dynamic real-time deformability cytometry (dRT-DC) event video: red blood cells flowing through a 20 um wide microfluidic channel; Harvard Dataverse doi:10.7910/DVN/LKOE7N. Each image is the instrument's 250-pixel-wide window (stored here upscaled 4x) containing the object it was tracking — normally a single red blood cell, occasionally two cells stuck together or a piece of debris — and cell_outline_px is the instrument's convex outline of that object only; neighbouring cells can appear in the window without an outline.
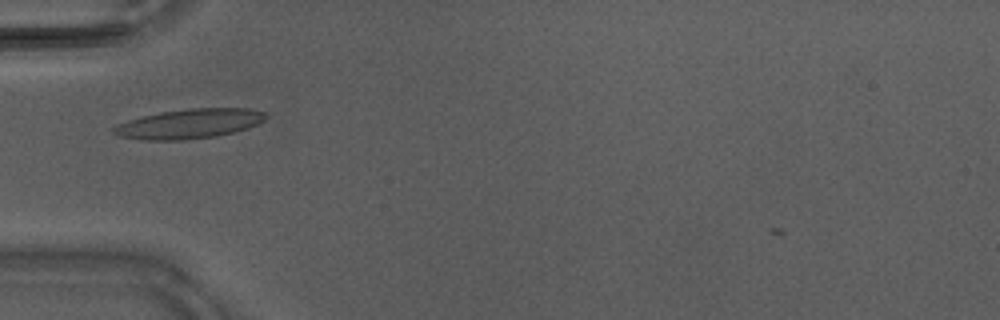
{"species": "Egyptian fruit bat (a non-hibernating species)", "species_latin": "Rousettus aegyptiacus", "temperature_condition": "warm", "stored_images_in_passage": 37, "camera_frame_rate_fps": 3000, "um_per_image_px": 0.085, "animal": {"sex": "male"}, "frame": {"image": 1, "passage_image": 7, "time_ms": 2.0, "image_size_px": [1000, 320], "cell_outline_px": [[268, 116], [264, 120], [248, 128], [216, 136], [184, 140], [144, 140], [120, 136], [112, 132], [112, 128], [128, 120], [160, 112], [192, 108], [252, 108], [264, 112]], "centroid_in_image_um": [16.12, 10.51], "position_along_channel_um": 68.9, "area_um2": 26.07}}
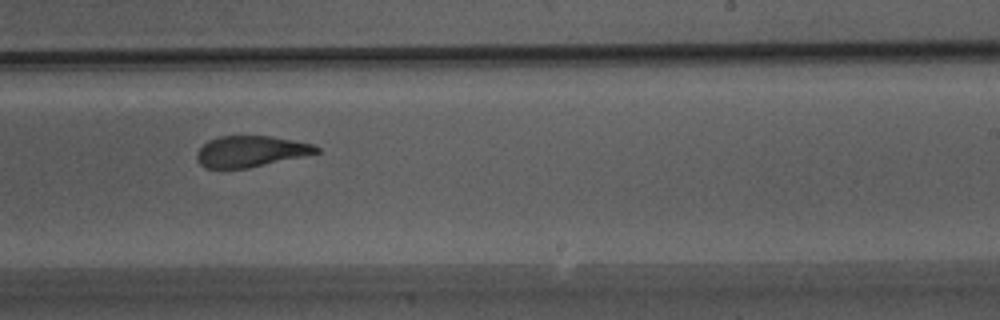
{"frame": {"image": 2, "passage_image": 20, "time_ms": 6.333, "image_size_px": [1000, 320], "cell_outline_px": [[320, 152], [248, 168], [204, 168], [200, 164], [196, 156], [196, 152], [208, 140], [220, 136], [268, 136], [312, 144], [320, 148]], "centroid_in_image_um": [21.26, 12.87], "position_along_channel_um": 267.7, "area_um2": 21.33}}
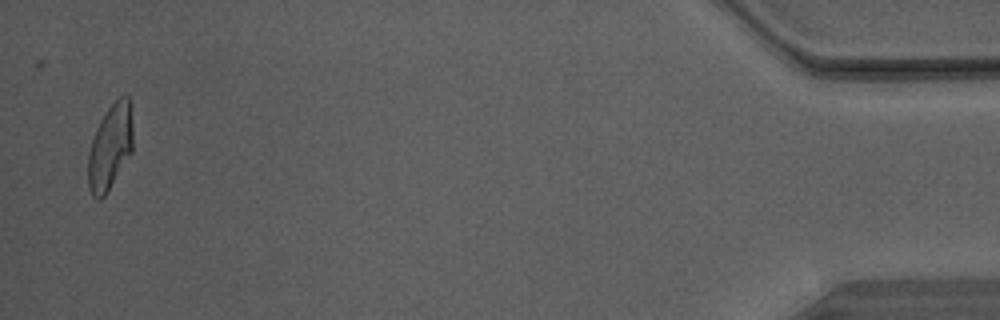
{"frame": {"image": 3, "passage_image": 36, "time_ms": 11.667, "image_size_px": [1000, 320], "cell_outline_px": [[132, 152], [104, 196], [100, 200], [96, 200], [92, 196], [88, 188], [88, 152], [96, 128], [100, 120], [108, 108], [124, 92], [128, 92], [132, 124]], "centroid_in_image_um": [9.35, 12.48], "position_along_channel_um": 425.8, "area_um2": 22.37}}